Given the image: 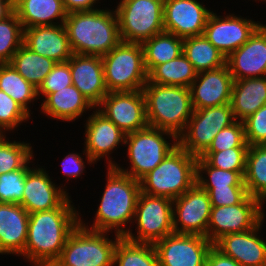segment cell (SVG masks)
<instances>
[{
    "label": "cell",
    "mask_w": 266,
    "mask_h": 266,
    "mask_svg": "<svg viewBox=\"0 0 266 266\" xmlns=\"http://www.w3.org/2000/svg\"><path fill=\"white\" fill-rule=\"evenodd\" d=\"M79 207L70 195L58 208L29 214L26 245L20 258L31 266H52L80 223Z\"/></svg>",
    "instance_id": "6da1fadb"
},
{
    "label": "cell",
    "mask_w": 266,
    "mask_h": 266,
    "mask_svg": "<svg viewBox=\"0 0 266 266\" xmlns=\"http://www.w3.org/2000/svg\"><path fill=\"white\" fill-rule=\"evenodd\" d=\"M106 173V183L99 198L100 204L94 211L96 213L93 223L90 225V222L82 220L80 213V224L90 230L111 234L114 232L124 237L133 227L136 204L141 192L140 181L120 172L115 167H107Z\"/></svg>",
    "instance_id": "7a4b0ae2"
},
{
    "label": "cell",
    "mask_w": 266,
    "mask_h": 266,
    "mask_svg": "<svg viewBox=\"0 0 266 266\" xmlns=\"http://www.w3.org/2000/svg\"><path fill=\"white\" fill-rule=\"evenodd\" d=\"M64 25L75 54L103 56L122 41L114 8L68 13Z\"/></svg>",
    "instance_id": "3957f363"
},
{
    "label": "cell",
    "mask_w": 266,
    "mask_h": 266,
    "mask_svg": "<svg viewBox=\"0 0 266 266\" xmlns=\"http://www.w3.org/2000/svg\"><path fill=\"white\" fill-rule=\"evenodd\" d=\"M142 90L148 126L169 131L178 137L194 111L190 88L147 82Z\"/></svg>",
    "instance_id": "277c9868"
},
{
    "label": "cell",
    "mask_w": 266,
    "mask_h": 266,
    "mask_svg": "<svg viewBox=\"0 0 266 266\" xmlns=\"http://www.w3.org/2000/svg\"><path fill=\"white\" fill-rule=\"evenodd\" d=\"M196 174L197 156L177 145L140 180L141 192L174 200L196 184Z\"/></svg>",
    "instance_id": "5b68a950"
},
{
    "label": "cell",
    "mask_w": 266,
    "mask_h": 266,
    "mask_svg": "<svg viewBox=\"0 0 266 266\" xmlns=\"http://www.w3.org/2000/svg\"><path fill=\"white\" fill-rule=\"evenodd\" d=\"M177 145L178 137L173 133L147 126L125 136L124 147H127L126 158L129 160L127 169L120 163L114 167L140 181L157 167Z\"/></svg>",
    "instance_id": "8992f818"
},
{
    "label": "cell",
    "mask_w": 266,
    "mask_h": 266,
    "mask_svg": "<svg viewBox=\"0 0 266 266\" xmlns=\"http://www.w3.org/2000/svg\"><path fill=\"white\" fill-rule=\"evenodd\" d=\"M110 236L112 239L109 232L90 230L79 223L52 266H113L115 246L121 236Z\"/></svg>",
    "instance_id": "52a82bcc"
},
{
    "label": "cell",
    "mask_w": 266,
    "mask_h": 266,
    "mask_svg": "<svg viewBox=\"0 0 266 266\" xmlns=\"http://www.w3.org/2000/svg\"><path fill=\"white\" fill-rule=\"evenodd\" d=\"M101 58L108 92L142 90L147 83L141 44L121 41Z\"/></svg>",
    "instance_id": "ba28073f"
},
{
    "label": "cell",
    "mask_w": 266,
    "mask_h": 266,
    "mask_svg": "<svg viewBox=\"0 0 266 266\" xmlns=\"http://www.w3.org/2000/svg\"><path fill=\"white\" fill-rule=\"evenodd\" d=\"M115 11L123 42L139 43L164 32V0H120Z\"/></svg>",
    "instance_id": "9c48e42d"
},
{
    "label": "cell",
    "mask_w": 266,
    "mask_h": 266,
    "mask_svg": "<svg viewBox=\"0 0 266 266\" xmlns=\"http://www.w3.org/2000/svg\"><path fill=\"white\" fill-rule=\"evenodd\" d=\"M132 225L137 232L130 229L124 238L136 243L154 244L174 233L173 200L140 192Z\"/></svg>",
    "instance_id": "30bf717a"
},
{
    "label": "cell",
    "mask_w": 266,
    "mask_h": 266,
    "mask_svg": "<svg viewBox=\"0 0 266 266\" xmlns=\"http://www.w3.org/2000/svg\"><path fill=\"white\" fill-rule=\"evenodd\" d=\"M235 121L230 103L194 110L185 130L178 136V145L198 157L220 130Z\"/></svg>",
    "instance_id": "8fae6325"
},
{
    "label": "cell",
    "mask_w": 266,
    "mask_h": 266,
    "mask_svg": "<svg viewBox=\"0 0 266 266\" xmlns=\"http://www.w3.org/2000/svg\"><path fill=\"white\" fill-rule=\"evenodd\" d=\"M265 205L248 195L241 203L212 207L207 226V239L214 243L223 235L255 228L265 217Z\"/></svg>",
    "instance_id": "7c38bea8"
},
{
    "label": "cell",
    "mask_w": 266,
    "mask_h": 266,
    "mask_svg": "<svg viewBox=\"0 0 266 266\" xmlns=\"http://www.w3.org/2000/svg\"><path fill=\"white\" fill-rule=\"evenodd\" d=\"M233 13L219 15L212 11L208 16L203 35L227 58L232 52L247 42L262 24L251 17Z\"/></svg>",
    "instance_id": "4fadbf2b"
},
{
    "label": "cell",
    "mask_w": 266,
    "mask_h": 266,
    "mask_svg": "<svg viewBox=\"0 0 266 266\" xmlns=\"http://www.w3.org/2000/svg\"><path fill=\"white\" fill-rule=\"evenodd\" d=\"M96 109L125 134L148 126L143 90L108 92Z\"/></svg>",
    "instance_id": "5bb4252c"
},
{
    "label": "cell",
    "mask_w": 266,
    "mask_h": 266,
    "mask_svg": "<svg viewBox=\"0 0 266 266\" xmlns=\"http://www.w3.org/2000/svg\"><path fill=\"white\" fill-rule=\"evenodd\" d=\"M153 245L159 266H205L213 243L201 235L172 233Z\"/></svg>",
    "instance_id": "9a60e30c"
},
{
    "label": "cell",
    "mask_w": 266,
    "mask_h": 266,
    "mask_svg": "<svg viewBox=\"0 0 266 266\" xmlns=\"http://www.w3.org/2000/svg\"><path fill=\"white\" fill-rule=\"evenodd\" d=\"M211 208L208 192L196 183L173 200L174 233L201 235L207 238Z\"/></svg>",
    "instance_id": "2e32d148"
},
{
    "label": "cell",
    "mask_w": 266,
    "mask_h": 266,
    "mask_svg": "<svg viewBox=\"0 0 266 266\" xmlns=\"http://www.w3.org/2000/svg\"><path fill=\"white\" fill-rule=\"evenodd\" d=\"M90 114L84 124V150L94 163L105 158L106 167H114L118 162L111 155L124 146L126 134L96 108Z\"/></svg>",
    "instance_id": "e0dca14e"
},
{
    "label": "cell",
    "mask_w": 266,
    "mask_h": 266,
    "mask_svg": "<svg viewBox=\"0 0 266 266\" xmlns=\"http://www.w3.org/2000/svg\"><path fill=\"white\" fill-rule=\"evenodd\" d=\"M48 172L37 162L26 174L20 205L29 214L58 208L69 197L65 183L57 185Z\"/></svg>",
    "instance_id": "ac0fdd59"
},
{
    "label": "cell",
    "mask_w": 266,
    "mask_h": 266,
    "mask_svg": "<svg viewBox=\"0 0 266 266\" xmlns=\"http://www.w3.org/2000/svg\"><path fill=\"white\" fill-rule=\"evenodd\" d=\"M212 11L200 0H164V31L182 39L203 35Z\"/></svg>",
    "instance_id": "d6986e66"
},
{
    "label": "cell",
    "mask_w": 266,
    "mask_h": 266,
    "mask_svg": "<svg viewBox=\"0 0 266 266\" xmlns=\"http://www.w3.org/2000/svg\"><path fill=\"white\" fill-rule=\"evenodd\" d=\"M264 221L251 230L223 235L213 246L241 266H266V239L260 234Z\"/></svg>",
    "instance_id": "ffe728a7"
},
{
    "label": "cell",
    "mask_w": 266,
    "mask_h": 266,
    "mask_svg": "<svg viewBox=\"0 0 266 266\" xmlns=\"http://www.w3.org/2000/svg\"><path fill=\"white\" fill-rule=\"evenodd\" d=\"M234 80L266 76V24H261L240 48L226 58Z\"/></svg>",
    "instance_id": "44dd1931"
},
{
    "label": "cell",
    "mask_w": 266,
    "mask_h": 266,
    "mask_svg": "<svg viewBox=\"0 0 266 266\" xmlns=\"http://www.w3.org/2000/svg\"><path fill=\"white\" fill-rule=\"evenodd\" d=\"M233 84L227 64L197 73L189 87L194 110L230 103Z\"/></svg>",
    "instance_id": "7402d4cb"
},
{
    "label": "cell",
    "mask_w": 266,
    "mask_h": 266,
    "mask_svg": "<svg viewBox=\"0 0 266 266\" xmlns=\"http://www.w3.org/2000/svg\"><path fill=\"white\" fill-rule=\"evenodd\" d=\"M67 62L73 85L96 108L108 94L101 56L73 53Z\"/></svg>",
    "instance_id": "603a6c76"
},
{
    "label": "cell",
    "mask_w": 266,
    "mask_h": 266,
    "mask_svg": "<svg viewBox=\"0 0 266 266\" xmlns=\"http://www.w3.org/2000/svg\"><path fill=\"white\" fill-rule=\"evenodd\" d=\"M23 43L36 54L57 63L67 62L73 55L64 24L25 28Z\"/></svg>",
    "instance_id": "cb8c5ba5"
},
{
    "label": "cell",
    "mask_w": 266,
    "mask_h": 266,
    "mask_svg": "<svg viewBox=\"0 0 266 266\" xmlns=\"http://www.w3.org/2000/svg\"><path fill=\"white\" fill-rule=\"evenodd\" d=\"M29 213L15 203H0V255L20 257L24 253Z\"/></svg>",
    "instance_id": "d4e9b609"
},
{
    "label": "cell",
    "mask_w": 266,
    "mask_h": 266,
    "mask_svg": "<svg viewBox=\"0 0 266 266\" xmlns=\"http://www.w3.org/2000/svg\"><path fill=\"white\" fill-rule=\"evenodd\" d=\"M40 113L47 118L62 122H72L84 117L86 113L95 107L88 99L72 84L57 92L50 93L43 102H40ZM85 113V114H84Z\"/></svg>",
    "instance_id": "484cf974"
},
{
    "label": "cell",
    "mask_w": 266,
    "mask_h": 266,
    "mask_svg": "<svg viewBox=\"0 0 266 266\" xmlns=\"http://www.w3.org/2000/svg\"><path fill=\"white\" fill-rule=\"evenodd\" d=\"M14 12L23 29L61 25L68 14L62 0H14Z\"/></svg>",
    "instance_id": "4316f807"
},
{
    "label": "cell",
    "mask_w": 266,
    "mask_h": 266,
    "mask_svg": "<svg viewBox=\"0 0 266 266\" xmlns=\"http://www.w3.org/2000/svg\"><path fill=\"white\" fill-rule=\"evenodd\" d=\"M265 104L266 76L234 80L230 105L235 120H245Z\"/></svg>",
    "instance_id": "83f0119b"
},
{
    "label": "cell",
    "mask_w": 266,
    "mask_h": 266,
    "mask_svg": "<svg viewBox=\"0 0 266 266\" xmlns=\"http://www.w3.org/2000/svg\"><path fill=\"white\" fill-rule=\"evenodd\" d=\"M182 52L197 73L226 64V57L204 35L184 38Z\"/></svg>",
    "instance_id": "f1b7e54d"
},
{
    "label": "cell",
    "mask_w": 266,
    "mask_h": 266,
    "mask_svg": "<svg viewBox=\"0 0 266 266\" xmlns=\"http://www.w3.org/2000/svg\"><path fill=\"white\" fill-rule=\"evenodd\" d=\"M144 64L149 73L155 66L177 58L183 51V39L175 34L162 32L142 44Z\"/></svg>",
    "instance_id": "f546056e"
},
{
    "label": "cell",
    "mask_w": 266,
    "mask_h": 266,
    "mask_svg": "<svg viewBox=\"0 0 266 266\" xmlns=\"http://www.w3.org/2000/svg\"><path fill=\"white\" fill-rule=\"evenodd\" d=\"M196 76L193 65L182 52L177 58L155 66L148 73L147 82L189 88Z\"/></svg>",
    "instance_id": "4dcf8cb0"
},
{
    "label": "cell",
    "mask_w": 266,
    "mask_h": 266,
    "mask_svg": "<svg viewBox=\"0 0 266 266\" xmlns=\"http://www.w3.org/2000/svg\"><path fill=\"white\" fill-rule=\"evenodd\" d=\"M10 63L26 81L38 89L57 62L36 54L23 43Z\"/></svg>",
    "instance_id": "1f68e13d"
},
{
    "label": "cell",
    "mask_w": 266,
    "mask_h": 266,
    "mask_svg": "<svg viewBox=\"0 0 266 266\" xmlns=\"http://www.w3.org/2000/svg\"><path fill=\"white\" fill-rule=\"evenodd\" d=\"M0 90L12 97L30 116L33 114L30 108L39 100L37 89L11 63H0Z\"/></svg>",
    "instance_id": "d6a6232c"
},
{
    "label": "cell",
    "mask_w": 266,
    "mask_h": 266,
    "mask_svg": "<svg viewBox=\"0 0 266 266\" xmlns=\"http://www.w3.org/2000/svg\"><path fill=\"white\" fill-rule=\"evenodd\" d=\"M244 184L250 196L266 203V145L249 146Z\"/></svg>",
    "instance_id": "836d02e7"
},
{
    "label": "cell",
    "mask_w": 266,
    "mask_h": 266,
    "mask_svg": "<svg viewBox=\"0 0 266 266\" xmlns=\"http://www.w3.org/2000/svg\"><path fill=\"white\" fill-rule=\"evenodd\" d=\"M113 266H159V261L153 244L121 237L115 246Z\"/></svg>",
    "instance_id": "e575fe53"
},
{
    "label": "cell",
    "mask_w": 266,
    "mask_h": 266,
    "mask_svg": "<svg viewBox=\"0 0 266 266\" xmlns=\"http://www.w3.org/2000/svg\"><path fill=\"white\" fill-rule=\"evenodd\" d=\"M196 183L201 188L246 187L244 178L238 172L215 168L199 156Z\"/></svg>",
    "instance_id": "d590c367"
},
{
    "label": "cell",
    "mask_w": 266,
    "mask_h": 266,
    "mask_svg": "<svg viewBox=\"0 0 266 266\" xmlns=\"http://www.w3.org/2000/svg\"><path fill=\"white\" fill-rule=\"evenodd\" d=\"M31 142L10 140L6 137L0 143V175L21 169L35 153Z\"/></svg>",
    "instance_id": "8d00e7d4"
},
{
    "label": "cell",
    "mask_w": 266,
    "mask_h": 266,
    "mask_svg": "<svg viewBox=\"0 0 266 266\" xmlns=\"http://www.w3.org/2000/svg\"><path fill=\"white\" fill-rule=\"evenodd\" d=\"M23 39L24 29L15 12L0 21V63L11 62Z\"/></svg>",
    "instance_id": "74e56055"
},
{
    "label": "cell",
    "mask_w": 266,
    "mask_h": 266,
    "mask_svg": "<svg viewBox=\"0 0 266 266\" xmlns=\"http://www.w3.org/2000/svg\"><path fill=\"white\" fill-rule=\"evenodd\" d=\"M34 160L33 156L21 169L0 175V203L22 202L26 174L35 165Z\"/></svg>",
    "instance_id": "f35d334b"
},
{
    "label": "cell",
    "mask_w": 266,
    "mask_h": 266,
    "mask_svg": "<svg viewBox=\"0 0 266 266\" xmlns=\"http://www.w3.org/2000/svg\"><path fill=\"white\" fill-rule=\"evenodd\" d=\"M247 151L248 148H229L219 152H203L199 157L215 168L238 172L244 178Z\"/></svg>",
    "instance_id": "ab89813d"
},
{
    "label": "cell",
    "mask_w": 266,
    "mask_h": 266,
    "mask_svg": "<svg viewBox=\"0 0 266 266\" xmlns=\"http://www.w3.org/2000/svg\"><path fill=\"white\" fill-rule=\"evenodd\" d=\"M30 116L12 97L0 90V128L7 134L16 133ZM9 132V133H8Z\"/></svg>",
    "instance_id": "60d3db41"
},
{
    "label": "cell",
    "mask_w": 266,
    "mask_h": 266,
    "mask_svg": "<svg viewBox=\"0 0 266 266\" xmlns=\"http://www.w3.org/2000/svg\"><path fill=\"white\" fill-rule=\"evenodd\" d=\"M229 148H249L245 139L243 121L236 120L220 130L204 152H219Z\"/></svg>",
    "instance_id": "b9f144b4"
},
{
    "label": "cell",
    "mask_w": 266,
    "mask_h": 266,
    "mask_svg": "<svg viewBox=\"0 0 266 266\" xmlns=\"http://www.w3.org/2000/svg\"><path fill=\"white\" fill-rule=\"evenodd\" d=\"M72 84L69 63H56L51 72L46 76L40 87L37 89L38 98H43L41 99L42 102L50 93L57 92Z\"/></svg>",
    "instance_id": "7bdbcfd3"
},
{
    "label": "cell",
    "mask_w": 266,
    "mask_h": 266,
    "mask_svg": "<svg viewBox=\"0 0 266 266\" xmlns=\"http://www.w3.org/2000/svg\"><path fill=\"white\" fill-rule=\"evenodd\" d=\"M243 124L249 146L266 145V104L243 120Z\"/></svg>",
    "instance_id": "ee69618b"
},
{
    "label": "cell",
    "mask_w": 266,
    "mask_h": 266,
    "mask_svg": "<svg viewBox=\"0 0 266 266\" xmlns=\"http://www.w3.org/2000/svg\"><path fill=\"white\" fill-rule=\"evenodd\" d=\"M83 154V156H82ZM84 156H86L84 158ZM87 160V161H86ZM87 162V163H86ZM86 164L94 166L96 163L89 157V155L83 149L82 153H77L72 150V152L67 153V155L62 158L61 162V172L63 173V178L66 177V181H70L71 179L77 180L78 178L82 179L83 173H85ZM94 164V165H93Z\"/></svg>",
    "instance_id": "f6af8a7d"
},
{
    "label": "cell",
    "mask_w": 266,
    "mask_h": 266,
    "mask_svg": "<svg viewBox=\"0 0 266 266\" xmlns=\"http://www.w3.org/2000/svg\"><path fill=\"white\" fill-rule=\"evenodd\" d=\"M202 189L208 192L212 207L239 204L249 195L246 187H222Z\"/></svg>",
    "instance_id": "bcb514c9"
},
{
    "label": "cell",
    "mask_w": 266,
    "mask_h": 266,
    "mask_svg": "<svg viewBox=\"0 0 266 266\" xmlns=\"http://www.w3.org/2000/svg\"><path fill=\"white\" fill-rule=\"evenodd\" d=\"M67 13L100 9L101 0H62ZM97 4V5H96Z\"/></svg>",
    "instance_id": "7dc6e473"
},
{
    "label": "cell",
    "mask_w": 266,
    "mask_h": 266,
    "mask_svg": "<svg viewBox=\"0 0 266 266\" xmlns=\"http://www.w3.org/2000/svg\"><path fill=\"white\" fill-rule=\"evenodd\" d=\"M205 266H241L233 258L225 256L214 246L209 250Z\"/></svg>",
    "instance_id": "c3c4849f"
},
{
    "label": "cell",
    "mask_w": 266,
    "mask_h": 266,
    "mask_svg": "<svg viewBox=\"0 0 266 266\" xmlns=\"http://www.w3.org/2000/svg\"><path fill=\"white\" fill-rule=\"evenodd\" d=\"M14 12V0H0V21Z\"/></svg>",
    "instance_id": "681fc988"
},
{
    "label": "cell",
    "mask_w": 266,
    "mask_h": 266,
    "mask_svg": "<svg viewBox=\"0 0 266 266\" xmlns=\"http://www.w3.org/2000/svg\"><path fill=\"white\" fill-rule=\"evenodd\" d=\"M7 133L0 128V143L8 136Z\"/></svg>",
    "instance_id": "f907efd6"
}]
</instances>
